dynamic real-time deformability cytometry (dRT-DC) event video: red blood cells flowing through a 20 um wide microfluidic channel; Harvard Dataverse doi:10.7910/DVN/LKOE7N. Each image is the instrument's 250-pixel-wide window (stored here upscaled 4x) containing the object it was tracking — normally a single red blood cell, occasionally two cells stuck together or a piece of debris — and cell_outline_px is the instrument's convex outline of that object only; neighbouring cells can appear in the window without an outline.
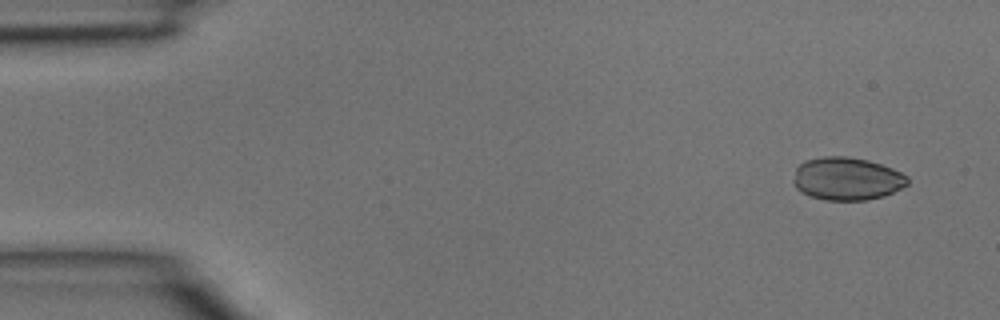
{"species": "common noctule bat (a hibernating species)", "species_latin": "Nyctalus noctula", "temperature_condition": "room temperature", "stored_images_in_passage": 4, "camera_frame_rate_fps": 3000, "um_per_image_px": 0.085, "animal": {"sex": "male", "body_mass_g": 15.6}, "frame": {"image": 1, "passage_image": 1, "time_ms": 0.0, "image_size_px": [1000, 320], "cell_outline_px": [[908, 184], [884, 196], [868, 200], [824, 200], [808, 196], [800, 192], [796, 188], [796, 168], [804, 160], [824, 156], [844, 156], [868, 160], [892, 168], [908, 176]], "centroid_in_image_um": [71.99, 15.2], "position_along_channel_um": 13.0, "area_um2": 28.44}}
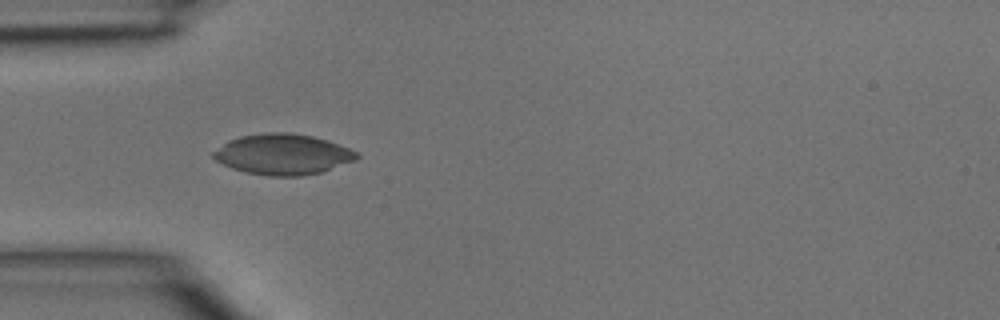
{"frame": {"image": 2, "passage_image": 4, "time_ms": 1.0, "image_size_px": [1000, 320], "cell_outline_px": [[360, 156], [356, 160], [320, 172], [304, 176], [268, 176], [244, 172], [232, 168], [216, 160], [212, 156], [212, 152], [228, 140], [240, 136], [268, 132], [288, 132], [312, 136], [348, 148], [356, 152]], "centroid_in_image_um": [24.01, 13.12], "position_along_channel_um": 61.0, "area_um2": 33.76}}